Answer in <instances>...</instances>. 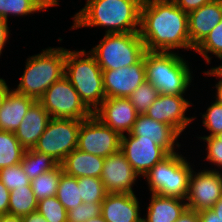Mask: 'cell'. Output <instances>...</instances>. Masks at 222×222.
<instances>
[{
  "label": "cell",
  "instance_id": "1",
  "mask_svg": "<svg viewBox=\"0 0 222 222\" xmlns=\"http://www.w3.org/2000/svg\"><path fill=\"white\" fill-rule=\"evenodd\" d=\"M140 38L146 51H192L188 31V13L172 0L141 4Z\"/></svg>",
  "mask_w": 222,
  "mask_h": 222
},
{
  "label": "cell",
  "instance_id": "2",
  "mask_svg": "<svg viewBox=\"0 0 222 222\" xmlns=\"http://www.w3.org/2000/svg\"><path fill=\"white\" fill-rule=\"evenodd\" d=\"M84 6L71 15L69 31L102 28L108 33L139 32L141 3L138 0H85ZM106 28V29H105Z\"/></svg>",
  "mask_w": 222,
  "mask_h": 222
},
{
  "label": "cell",
  "instance_id": "3",
  "mask_svg": "<svg viewBox=\"0 0 222 222\" xmlns=\"http://www.w3.org/2000/svg\"><path fill=\"white\" fill-rule=\"evenodd\" d=\"M181 52L146 51L145 74L159 94L192 95L195 75L193 68ZM194 75V76H193ZM193 80V81H192ZM193 83V84H192Z\"/></svg>",
  "mask_w": 222,
  "mask_h": 222
},
{
  "label": "cell",
  "instance_id": "4",
  "mask_svg": "<svg viewBox=\"0 0 222 222\" xmlns=\"http://www.w3.org/2000/svg\"><path fill=\"white\" fill-rule=\"evenodd\" d=\"M20 80L14 87L17 93L38 101L45 91L64 76L65 48L48 46L25 60ZM17 86V87H15Z\"/></svg>",
  "mask_w": 222,
  "mask_h": 222
},
{
  "label": "cell",
  "instance_id": "5",
  "mask_svg": "<svg viewBox=\"0 0 222 222\" xmlns=\"http://www.w3.org/2000/svg\"><path fill=\"white\" fill-rule=\"evenodd\" d=\"M64 76L72 83L81 101L93 113L106 99L102 69L86 49L65 47Z\"/></svg>",
  "mask_w": 222,
  "mask_h": 222
},
{
  "label": "cell",
  "instance_id": "6",
  "mask_svg": "<svg viewBox=\"0 0 222 222\" xmlns=\"http://www.w3.org/2000/svg\"><path fill=\"white\" fill-rule=\"evenodd\" d=\"M184 153L169 154L146 173L142 180L146 181L149 193L186 199L189 176L195 165L191 156Z\"/></svg>",
  "mask_w": 222,
  "mask_h": 222
},
{
  "label": "cell",
  "instance_id": "7",
  "mask_svg": "<svg viewBox=\"0 0 222 222\" xmlns=\"http://www.w3.org/2000/svg\"><path fill=\"white\" fill-rule=\"evenodd\" d=\"M102 35L98 44L88 50L102 70L131 66L145 55L146 48L139 32Z\"/></svg>",
  "mask_w": 222,
  "mask_h": 222
},
{
  "label": "cell",
  "instance_id": "8",
  "mask_svg": "<svg viewBox=\"0 0 222 222\" xmlns=\"http://www.w3.org/2000/svg\"><path fill=\"white\" fill-rule=\"evenodd\" d=\"M81 122L51 118L33 150L47 154L60 165L77 148Z\"/></svg>",
  "mask_w": 222,
  "mask_h": 222
},
{
  "label": "cell",
  "instance_id": "9",
  "mask_svg": "<svg viewBox=\"0 0 222 222\" xmlns=\"http://www.w3.org/2000/svg\"><path fill=\"white\" fill-rule=\"evenodd\" d=\"M38 101L51 118L83 121L93 114L65 76L53 83Z\"/></svg>",
  "mask_w": 222,
  "mask_h": 222
},
{
  "label": "cell",
  "instance_id": "10",
  "mask_svg": "<svg viewBox=\"0 0 222 222\" xmlns=\"http://www.w3.org/2000/svg\"><path fill=\"white\" fill-rule=\"evenodd\" d=\"M190 96L191 95L159 94L145 115L155 121L172 126L181 137H183L182 135L185 137V132L188 130L187 128L190 129V124L193 123L192 125H194L195 120L199 117L195 112L194 114L192 113L191 116L190 108L193 106V109H195V106ZM187 97H189V99ZM189 110L190 114L187 116Z\"/></svg>",
  "mask_w": 222,
  "mask_h": 222
},
{
  "label": "cell",
  "instance_id": "11",
  "mask_svg": "<svg viewBox=\"0 0 222 222\" xmlns=\"http://www.w3.org/2000/svg\"><path fill=\"white\" fill-rule=\"evenodd\" d=\"M120 146L121 135L103 124L93 114L81 122L77 149L106 158L119 152Z\"/></svg>",
  "mask_w": 222,
  "mask_h": 222
},
{
  "label": "cell",
  "instance_id": "12",
  "mask_svg": "<svg viewBox=\"0 0 222 222\" xmlns=\"http://www.w3.org/2000/svg\"><path fill=\"white\" fill-rule=\"evenodd\" d=\"M199 167L190 173L185 199L187 208L196 212L211 209L222 197V172Z\"/></svg>",
  "mask_w": 222,
  "mask_h": 222
},
{
  "label": "cell",
  "instance_id": "13",
  "mask_svg": "<svg viewBox=\"0 0 222 222\" xmlns=\"http://www.w3.org/2000/svg\"><path fill=\"white\" fill-rule=\"evenodd\" d=\"M120 151L140 179L158 162L169 155L163 147L152 142V140L137 139L136 136L130 134L121 136Z\"/></svg>",
  "mask_w": 222,
  "mask_h": 222
},
{
  "label": "cell",
  "instance_id": "14",
  "mask_svg": "<svg viewBox=\"0 0 222 222\" xmlns=\"http://www.w3.org/2000/svg\"><path fill=\"white\" fill-rule=\"evenodd\" d=\"M100 178L107 193H136L133 187L140 180L121 151L104 159Z\"/></svg>",
  "mask_w": 222,
  "mask_h": 222
},
{
  "label": "cell",
  "instance_id": "15",
  "mask_svg": "<svg viewBox=\"0 0 222 222\" xmlns=\"http://www.w3.org/2000/svg\"><path fill=\"white\" fill-rule=\"evenodd\" d=\"M106 98L126 97L146 80L145 55L137 63L118 69L102 70Z\"/></svg>",
  "mask_w": 222,
  "mask_h": 222
},
{
  "label": "cell",
  "instance_id": "16",
  "mask_svg": "<svg viewBox=\"0 0 222 222\" xmlns=\"http://www.w3.org/2000/svg\"><path fill=\"white\" fill-rule=\"evenodd\" d=\"M93 115L122 136L131 132L139 114L128 98L112 97L106 98Z\"/></svg>",
  "mask_w": 222,
  "mask_h": 222
},
{
  "label": "cell",
  "instance_id": "17",
  "mask_svg": "<svg viewBox=\"0 0 222 222\" xmlns=\"http://www.w3.org/2000/svg\"><path fill=\"white\" fill-rule=\"evenodd\" d=\"M130 135L137 139H148L163 147L169 154L184 150L181 135L170 125L155 121L145 114H140L133 125ZM182 146V147H181ZM182 148V149H181Z\"/></svg>",
  "mask_w": 222,
  "mask_h": 222
},
{
  "label": "cell",
  "instance_id": "18",
  "mask_svg": "<svg viewBox=\"0 0 222 222\" xmlns=\"http://www.w3.org/2000/svg\"><path fill=\"white\" fill-rule=\"evenodd\" d=\"M136 193H107L101 203V215L107 222H142V197Z\"/></svg>",
  "mask_w": 222,
  "mask_h": 222
},
{
  "label": "cell",
  "instance_id": "19",
  "mask_svg": "<svg viewBox=\"0 0 222 222\" xmlns=\"http://www.w3.org/2000/svg\"><path fill=\"white\" fill-rule=\"evenodd\" d=\"M222 19V0L211 2L188 13V31L195 49Z\"/></svg>",
  "mask_w": 222,
  "mask_h": 222
},
{
  "label": "cell",
  "instance_id": "20",
  "mask_svg": "<svg viewBox=\"0 0 222 222\" xmlns=\"http://www.w3.org/2000/svg\"><path fill=\"white\" fill-rule=\"evenodd\" d=\"M50 119V114L39 101L31 105L15 132L16 138L25 150L36 146Z\"/></svg>",
  "mask_w": 222,
  "mask_h": 222
},
{
  "label": "cell",
  "instance_id": "21",
  "mask_svg": "<svg viewBox=\"0 0 222 222\" xmlns=\"http://www.w3.org/2000/svg\"><path fill=\"white\" fill-rule=\"evenodd\" d=\"M35 101L29 96L17 93L11 87L0 106V130L15 133Z\"/></svg>",
  "mask_w": 222,
  "mask_h": 222
},
{
  "label": "cell",
  "instance_id": "22",
  "mask_svg": "<svg viewBox=\"0 0 222 222\" xmlns=\"http://www.w3.org/2000/svg\"><path fill=\"white\" fill-rule=\"evenodd\" d=\"M146 207L142 222H175L187 209L185 200L150 193L149 205Z\"/></svg>",
  "mask_w": 222,
  "mask_h": 222
},
{
  "label": "cell",
  "instance_id": "23",
  "mask_svg": "<svg viewBox=\"0 0 222 222\" xmlns=\"http://www.w3.org/2000/svg\"><path fill=\"white\" fill-rule=\"evenodd\" d=\"M104 159L103 157L92 155L76 148L65 157L60 165L65 174L75 178H100Z\"/></svg>",
  "mask_w": 222,
  "mask_h": 222
},
{
  "label": "cell",
  "instance_id": "24",
  "mask_svg": "<svg viewBox=\"0 0 222 222\" xmlns=\"http://www.w3.org/2000/svg\"><path fill=\"white\" fill-rule=\"evenodd\" d=\"M45 11H48L47 8L39 0H0V17L6 21L13 17H32V14L39 15Z\"/></svg>",
  "mask_w": 222,
  "mask_h": 222
},
{
  "label": "cell",
  "instance_id": "25",
  "mask_svg": "<svg viewBox=\"0 0 222 222\" xmlns=\"http://www.w3.org/2000/svg\"><path fill=\"white\" fill-rule=\"evenodd\" d=\"M20 164L30 181L45 172L55 169L59 165L47 154L37 152L33 149L24 151Z\"/></svg>",
  "mask_w": 222,
  "mask_h": 222
},
{
  "label": "cell",
  "instance_id": "26",
  "mask_svg": "<svg viewBox=\"0 0 222 222\" xmlns=\"http://www.w3.org/2000/svg\"><path fill=\"white\" fill-rule=\"evenodd\" d=\"M38 201L32 191L31 184L10 191L8 214L22 217L37 211Z\"/></svg>",
  "mask_w": 222,
  "mask_h": 222
},
{
  "label": "cell",
  "instance_id": "27",
  "mask_svg": "<svg viewBox=\"0 0 222 222\" xmlns=\"http://www.w3.org/2000/svg\"><path fill=\"white\" fill-rule=\"evenodd\" d=\"M199 54L201 59L206 64L212 63V57L221 61L218 65L222 66V19L221 21L210 31L205 39L194 49V53ZM213 55V56H212Z\"/></svg>",
  "mask_w": 222,
  "mask_h": 222
},
{
  "label": "cell",
  "instance_id": "28",
  "mask_svg": "<svg viewBox=\"0 0 222 222\" xmlns=\"http://www.w3.org/2000/svg\"><path fill=\"white\" fill-rule=\"evenodd\" d=\"M24 151L14 132L0 130V169L21 163Z\"/></svg>",
  "mask_w": 222,
  "mask_h": 222
},
{
  "label": "cell",
  "instance_id": "29",
  "mask_svg": "<svg viewBox=\"0 0 222 222\" xmlns=\"http://www.w3.org/2000/svg\"><path fill=\"white\" fill-rule=\"evenodd\" d=\"M62 172V166L58 165L55 169L31 180V188L37 201L56 196Z\"/></svg>",
  "mask_w": 222,
  "mask_h": 222
},
{
  "label": "cell",
  "instance_id": "30",
  "mask_svg": "<svg viewBox=\"0 0 222 222\" xmlns=\"http://www.w3.org/2000/svg\"><path fill=\"white\" fill-rule=\"evenodd\" d=\"M56 197L67 211L83 203L80 196V187H78V178L62 172Z\"/></svg>",
  "mask_w": 222,
  "mask_h": 222
},
{
  "label": "cell",
  "instance_id": "31",
  "mask_svg": "<svg viewBox=\"0 0 222 222\" xmlns=\"http://www.w3.org/2000/svg\"><path fill=\"white\" fill-rule=\"evenodd\" d=\"M210 104V105H209ZM207 107L206 111L203 113H199L201 116L199 121H201L202 127L205 130L203 133L208 131V133L202 135H195L196 138H208L215 137L217 134L222 132V104H220L217 100H212L210 103L205 104ZM199 135V136H198Z\"/></svg>",
  "mask_w": 222,
  "mask_h": 222
},
{
  "label": "cell",
  "instance_id": "32",
  "mask_svg": "<svg viewBox=\"0 0 222 222\" xmlns=\"http://www.w3.org/2000/svg\"><path fill=\"white\" fill-rule=\"evenodd\" d=\"M158 95V90L150 82L145 80L128 96V99L140 115L147 112Z\"/></svg>",
  "mask_w": 222,
  "mask_h": 222
},
{
  "label": "cell",
  "instance_id": "33",
  "mask_svg": "<svg viewBox=\"0 0 222 222\" xmlns=\"http://www.w3.org/2000/svg\"><path fill=\"white\" fill-rule=\"evenodd\" d=\"M199 141L203 142L205 147L204 151L202 152L203 155L201 160L204 158V162L207 163H197L198 166L202 165L201 167L209 170H214L218 172H222V144H220V140L215 137H208V138H197ZM206 160V161H205ZM211 166H209V165ZM206 166V167H205ZM209 166V167H208Z\"/></svg>",
  "mask_w": 222,
  "mask_h": 222
},
{
  "label": "cell",
  "instance_id": "34",
  "mask_svg": "<svg viewBox=\"0 0 222 222\" xmlns=\"http://www.w3.org/2000/svg\"><path fill=\"white\" fill-rule=\"evenodd\" d=\"M78 187H80V196L83 203H102L107 195L101 178H78Z\"/></svg>",
  "mask_w": 222,
  "mask_h": 222
},
{
  "label": "cell",
  "instance_id": "35",
  "mask_svg": "<svg viewBox=\"0 0 222 222\" xmlns=\"http://www.w3.org/2000/svg\"><path fill=\"white\" fill-rule=\"evenodd\" d=\"M37 211L47 222H67V210L56 196L38 201Z\"/></svg>",
  "mask_w": 222,
  "mask_h": 222
},
{
  "label": "cell",
  "instance_id": "36",
  "mask_svg": "<svg viewBox=\"0 0 222 222\" xmlns=\"http://www.w3.org/2000/svg\"><path fill=\"white\" fill-rule=\"evenodd\" d=\"M0 181L9 191L30 185L31 181L24 173L20 163L0 169Z\"/></svg>",
  "mask_w": 222,
  "mask_h": 222
},
{
  "label": "cell",
  "instance_id": "37",
  "mask_svg": "<svg viewBox=\"0 0 222 222\" xmlns=\"http://www.w3.org/2000/svg\"><path fill=\"white\" fill-rule=\"evenodd\" d=\"M101 214V203H81L76 208L67 211V222H86Z\"/></svg>",
  "mask_w": 222,
  "mask_h": 222
},
{
  "label": "cell",
  "instance_id": "38",
  "mask_svg": "<svg viewBox=\"0 0 222 222\" xmlns=\"http://www.w3.org/2000/svg\"><path fill=\"white\" fill-rule=\"evenodd\" d=\"M210 69V70H209ZM204 73V76L206 77H215V84L213 85L212 83V89L210 91H213V89L215 90V92H213L215 95H213L212 99L217 100L220 104H222V66L221 65H215L213 67L210 66V68H208L207 70L202 71Z\"/></svg>",
  "mask_w": 222,
  "mask_h": 222
},
{
  "label": "cell",
  "instance_id": "39",
  "mask_svg": "<svg viewBox=\"0 0 222 222\" xmlns=\"http://www.w3.org/2000/svg\"><path fill=\"white\" fill-rule=\"evenodd\" d=\"M9 23V21H6L5 19H2L0 17V57L4 53V47L6 48L7 44L10 43V36L12 35V31L10 30V27L8 25Z\"/></svg>",
  "mask_w": 222,
  "mask_h": 222
},
{
  "label": "cell",
  "instance_id": "40",
  "mask_svg": "<svg viewBox=\"0 0 222 222\" xmlns=\"http://www.w3.org/2000/svg\"><path fill=\"white\" fill-rule=\"evenodd\" d=\"M172 1L183 11L189 13L211 2L212 0H172Z\"/></svg>",
  "mask_w": 222,
  "mask_h": 222
},
{
  "label": "cell",
  "instance_id": "41",
  "mask_svg": "<svg viewBox=\"0 0 222 222\" xmlns=\"http://www.w3.org/2000/svg\"><path fill=\"white\" fill-rule=\"evenodd\" d=\"M10 191L0 181V215H8Z\"/></svg>",
  "mask_w": 222,
  "mask_h": 222
},
{
  "label": "cell",
  "instance_id": "42",
  "mask_svg": "<svg viewBox=\"0 0 222 222\" xmlns=\"http://www.w3.org/2000/svg\"><path fill=\"white\" fill-rule=\"evenodd\" d=\"M200 222H222V217H218L212 209L198 212Z\"/></svg>",
  "mask_w": 222,
  "mask_h": 222
},
{
  "label": "cell",
  "instance_id": "43",
  "mask_svg": "<svg viewBox=\"0 0 222 222\" xmlns=\"http://www.w3.org/2000/svg\"><path fill=\"white\" fill-rule=\"evenodd\" d=\"M175 222H200L198 212L186 209Z\"/></svg>",
  "mask_w": 222,
  "mask_h": 222
},
{
  "label": "cell",
  "instance_id": "44",
  "mask_svg": "<svg viewBox=\"0 0 222 222\" xmlns=\"http://www.w3.org/2000/svg\"><path fill=\"white\" fill-rule=\"evenodd\" d=\"M22 222H47V220L38 212H31L21 217Z\"/></svg>",
  "mask_w": 222,
  "mask_h": 222
},
{
  "label": "cell",
  "instance_id": "45",
  "mask_svg": "<svg viewBox=\"0 0 222 222\" xmlns=\"http://www.w3.org/2000/svg\"><path fill=\"white\" fill-rule=\"evenodd\" d=\"M10 85H8L7 80L4 77L0 76V106L3 98L5 97L7 91L10 89Z\"/></svg>",
  "mask_w": 222,
  "mask_h": 222
},
{
  "label": "cell",
  "instance_id": "46",
  "mask_svg": "<svg viewBox=\"0 0 222 222\" xmlns=\"http://www.w3.org/2000/svg\"><path fill=\"white\" fill-rule=\"evenodd\" d=\"M0 222H22L21 217L12 215H0Z\"/></svg>",
  "mask_w": 222,
  "mask_h": 222
},
{
  "label": "cell",
  "instance_id": "47",
  "mask_svg": "<svg viewBox=\"0 0 222 222\" xmlns=\"http://www.w3.org/2000/svg\"><path fill=\"white\" fill-rule=\"evenodd\" d=\"M48 10L60 6V0H39ZM52 7V8H51Z\"/></svg>",
  "mask_w": 222,
  "mask_h": 222
},
{
  "label": "cell",
  "instance_id": "48",
  "mask_svg": "<svg viewBox=\"0 0 222 222\" xmlns=\"http://www.w3.org/2000/svg\"><path fill=\"white\" fill-rule=\"evenodd\" d=\"M218 217H222V197L211 208Z\"/></svg>",
  "mask_w": 222,
  "mask_h": 222
},
{
  "label": "cell",
  "instance_id": "49",
  "mask_svg": "<svg viewBox=\"0 0 222 222\" xmlns=\"http://www.w3.org/2000/svg\"><path fill=\"white\" fill-rule=\"evenodd\" d=\"M86 222H107V221L100 214L99 216H97L95 218L88 219Z\"/></svg>",
  "mask_w": 222,
  "mask_h": 222
},
{
  "label": "cell",
  "instance_id": "50",
  "mask_svg": "<svg viewBox=\"0 0 222 222\" xmlns=\"http://www.w3.org/2000/svg\"><path fill=\"white\" fill-rule=\"evenodd\" d=\"M141 4L152 2V1H158V0H138Z\"/></svg>",
  "mask_w": 222,
  "mask_h": 222
},
{
  "label": "cell",
  "instance_id": "51",
  "mask_svg": "<svg viewBox=\"0 0 222 222\" xmlns=\"http://www.w3.org/2000/svg\"><path fill=\"white\" fill-rule=\"evenodd\" d=\"M216 137L220 140V144H222V132L217 134Z\"/></svg>",
  "mask_w": 222,
  "mask_h": 222
}]
</instances>
